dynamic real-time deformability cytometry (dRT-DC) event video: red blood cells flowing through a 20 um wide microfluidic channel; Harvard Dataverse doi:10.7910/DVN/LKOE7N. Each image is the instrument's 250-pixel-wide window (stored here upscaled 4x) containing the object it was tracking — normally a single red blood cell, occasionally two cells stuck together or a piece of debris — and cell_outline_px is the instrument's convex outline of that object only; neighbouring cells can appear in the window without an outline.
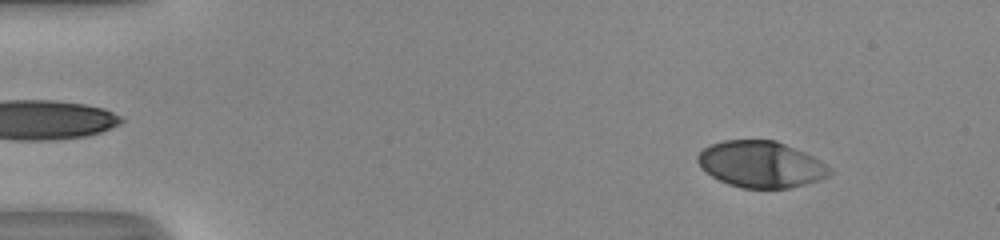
{"species": "human", "species_latin": "Homo sapiens", "temperature_condition": "room temperature", "stored_images_in_passage": 51, "camera_frame_rate_fps": 3000, "um_per_image_px": 0.085, "donor": {"sex": "male"}, "frame": {"image": 1, "passage_image": 6, "time_ms": 1.667, "image_size_px": [1000, 240], "cell_outline_px": [[832, 172], [828, 176], [804, 184], [788, 188], [740, 188], [728, 184], [712, 176], [700, 168], [696, 160], [696, 156], [708, 144], [724, 140], [776, 140], [804, 152], [820, 160], [832, 168]], "centroid_in_image_um": [64.64, 13.96], "position_along_channel_um": 20.4, "area_um2": 35.72}}
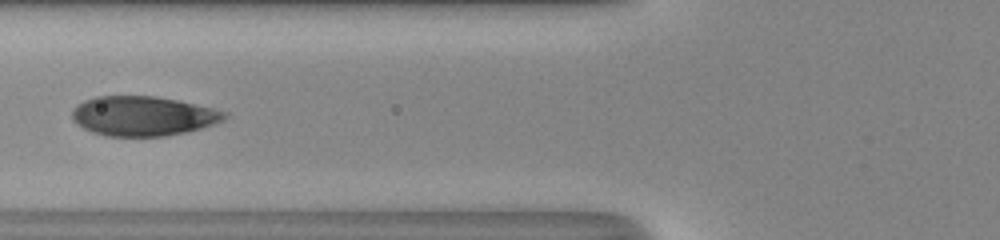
{"frame": {"image": 2, "passage_image": 21, "time_ms": 6.667, "image_size_px": [1000, 240], "cell_outline_px": [[228, 116], [224, 120], [200, 128], [184, 132], [164, 136], [104, 136], [92, 132], [76, 124], [72, 120], [72, 108], [76, 104], [84, 100], [96, 96], [156, 96], [176, 100], [212, 108], [228, 112]], "centroid_in_image_um": [12.11, 9.85], "position_along_channel_um": 113.7, "area_um2": 35.2}}
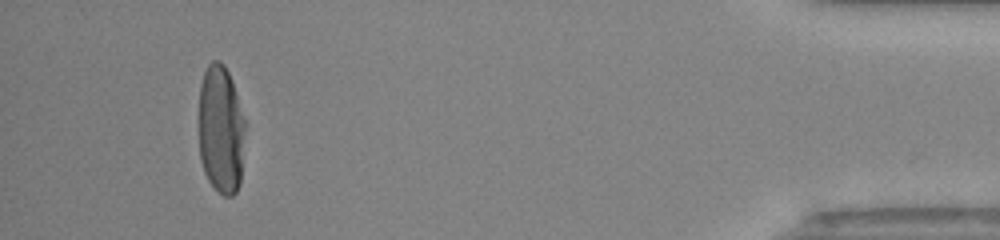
{"frame": {"image": 3, "passage_image": 48, "time_ms": 15.667, "image_size_px": [1000, 240], "cell_outline_px": [[244, 132], [240, 184], [236, 192], [232, 196], [224, 196], [208, 180], [204, 172], [200, 160], [200, 84], [204, 72], [208, 64], [212, 60], [220, 60], [224, 64], [232, 80], [244, 120]], "centroid_in_image_um": [18.77, 11.0], "position_along_channel_um": 416.4, "area_um2": 34.45}, "authors_computed_cell_mechanics": {"area_um2": 36.125, "velocity_mm_per_s": 4.1088, "shape_relaxation_time_tau1_ms": 3.4739, "shape_relaxation_time_tau2_ms": null, "deformation_change_tau1": 0.1882, "deformation_change_tau2": null}}